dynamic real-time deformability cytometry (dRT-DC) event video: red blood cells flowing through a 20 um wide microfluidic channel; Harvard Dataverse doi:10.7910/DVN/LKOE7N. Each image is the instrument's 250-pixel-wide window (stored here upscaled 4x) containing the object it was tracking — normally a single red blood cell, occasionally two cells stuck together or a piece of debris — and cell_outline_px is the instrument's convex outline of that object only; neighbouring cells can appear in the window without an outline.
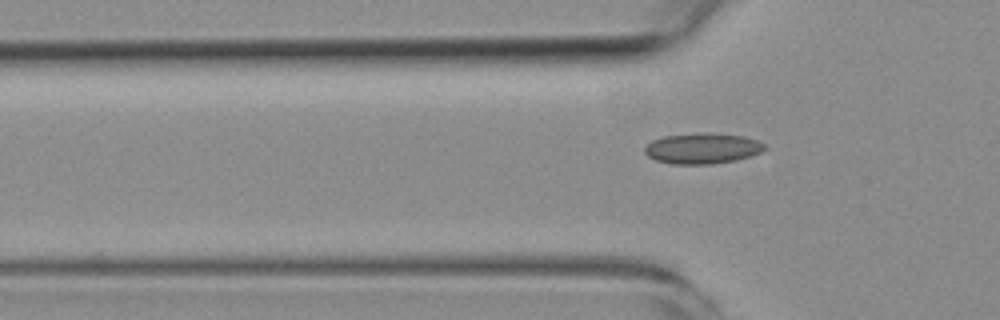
{"species": "common noctule bat (a hibernating species)", "species_latin": "Nyctalus noctula", "temperature_condition": "room temperature", "stored_images_in_passage": 2, "camera_frame_rate_fps": 3000, "um_per_image_px": 0.085, "animal": {"sex": "female", "body_mass_g": 19.3, "forearm_length_mm": 54.1}, "frame": {"image": 1, "passage_image": 2, "time_ms": 2.0, "image_size_px": [1000, 320], "cell_outline_px": [[764, 148], [760, 152], [752, 156], [736, 160], [712, 164], [672, 164], [656, 160], [648, 156], [644, 152], [644, 148], [652, 140], [664, 136], [744, 136], [756, 140], [764, 144]], "centroid_in_image_um": [59.68, 12.68], "position_along_channel_um": 66.1, "area_um2": 20.23}}